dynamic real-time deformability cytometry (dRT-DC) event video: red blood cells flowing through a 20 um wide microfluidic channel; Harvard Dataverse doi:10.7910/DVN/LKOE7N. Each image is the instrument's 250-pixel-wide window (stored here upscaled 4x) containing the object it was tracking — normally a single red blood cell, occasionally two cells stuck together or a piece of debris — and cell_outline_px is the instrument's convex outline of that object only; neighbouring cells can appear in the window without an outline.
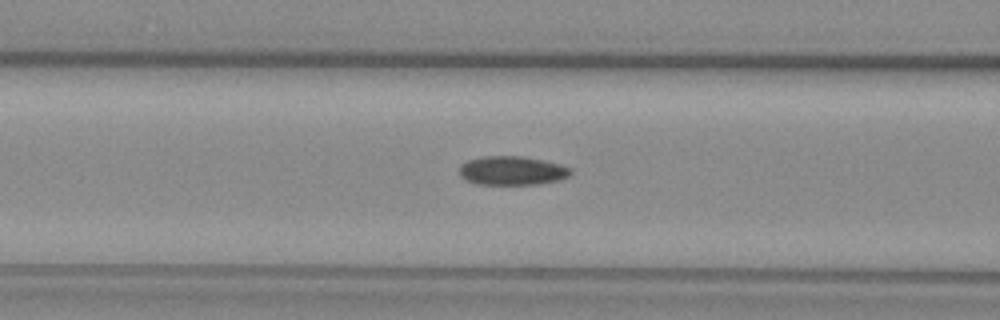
{"species": "common noctule bat (a hibernating species)", "species_latin": "Nyctalus noctula", "temperature_condition": "warm", "stored_images_in_passage": 45, "camera_frame_rate_fps": 3000, "um_per_image_px": 0.085, "animal": {"sex": "female", "body_mass_g": 29.2, "forearm_length_mm": 56.3}, "frame": {"image": 1, "passage_image": 21, "time_ms": 6.667, "image_size_px": [1000, 320], "cell_outline_px": [[572, 172], [568, 176], [560, 180], [540, 184], [476, 184], [464, 180], [460, 176], [460, 164], [468, 160], [484, 156], [524, 156], [544, 160], [560, 164], [568, 168]], "centroid_in_image_um": [43.5, 14.5], "position_along_channel_um": 123.1, "area_um2": 18.84}}
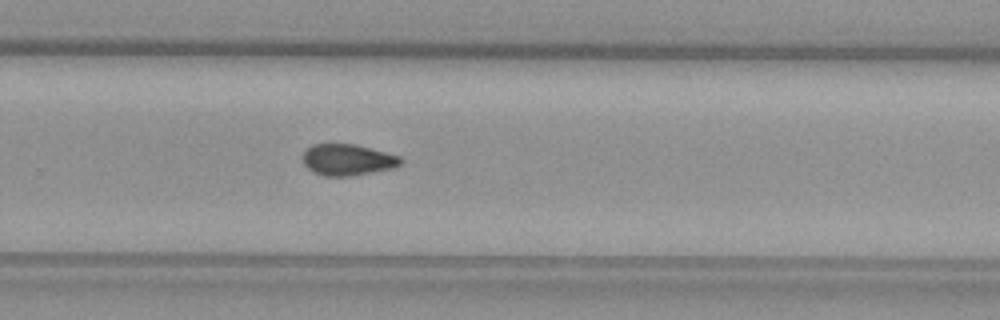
{"frame": {"image": 2, "passage_image": 34, "time_ms": 11.0, "image_size_px": [1000, 320], "cell_outline_px": [[404, 160], [396, 168], [348, 176], [324, 176], [312, 172], [304, 164], [304, 152], [312, 144], [356, 144], [400, 156]], "centroid_in_image_um": [29.57, 13.58], "position_along_channel_um": 300.2, "area_um2": 17.86}}
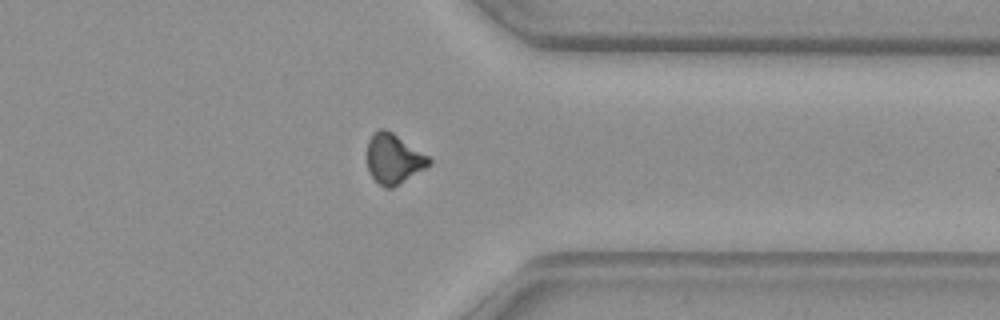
{"frame": {"image": 3, "passage_image": 40, "time_ms": 13.0, "image_size_px": [1000, 320], "cell_outline_px": [[432, 164], [392, 188], [384, 188], [368, 172], [368, 140], [380, 128], [384, 128], [392, 132], [428, 156], [432, 160]], "centroid_in_image_um": [33.47, 13.51], "position_along_channel_um": 377.9, "area_um2": 17.69}}